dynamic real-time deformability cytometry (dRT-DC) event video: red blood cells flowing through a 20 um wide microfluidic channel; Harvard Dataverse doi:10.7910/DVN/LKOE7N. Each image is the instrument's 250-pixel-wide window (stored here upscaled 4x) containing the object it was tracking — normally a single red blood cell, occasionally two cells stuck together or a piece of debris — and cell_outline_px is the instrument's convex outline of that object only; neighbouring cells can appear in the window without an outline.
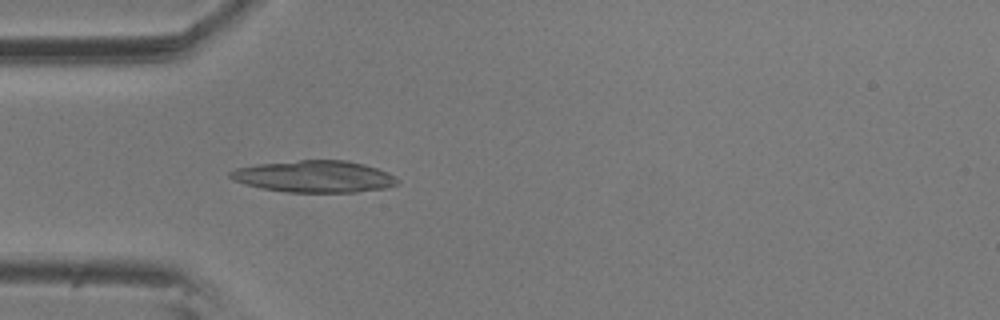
{"species": "common noctule bat (a hibernating species)", "species_latin": "Nyctalus noctula", "temperature_condition": "room temperature", "stored_images_in_passage": 5, "camera_frame_rate_fps": 3000, "um_per_image_px": 0.085, "animal": {"sex": "male", "body_mass_g": 20.5, "forearm_length_mm": 52.5}, "frame": {"image": 1, "passage_image": 5, "time_ms": 1.333, "image_size_px": [1000, 320], "cell_outline_px": [[400, 180], [396, 184], [388, 188], [356, 192], [284, 192], [260, 188], [232, 180], [228, 176], [228, 172], [236, 168], [260, 164], [300, 160], [348, 160], [364, 164], [388, 172], [396, 176]], "centroid_in_image_um": [26.74, 15.01], "position_along_channel_um": 58.3, "area_um2": 31.15}}